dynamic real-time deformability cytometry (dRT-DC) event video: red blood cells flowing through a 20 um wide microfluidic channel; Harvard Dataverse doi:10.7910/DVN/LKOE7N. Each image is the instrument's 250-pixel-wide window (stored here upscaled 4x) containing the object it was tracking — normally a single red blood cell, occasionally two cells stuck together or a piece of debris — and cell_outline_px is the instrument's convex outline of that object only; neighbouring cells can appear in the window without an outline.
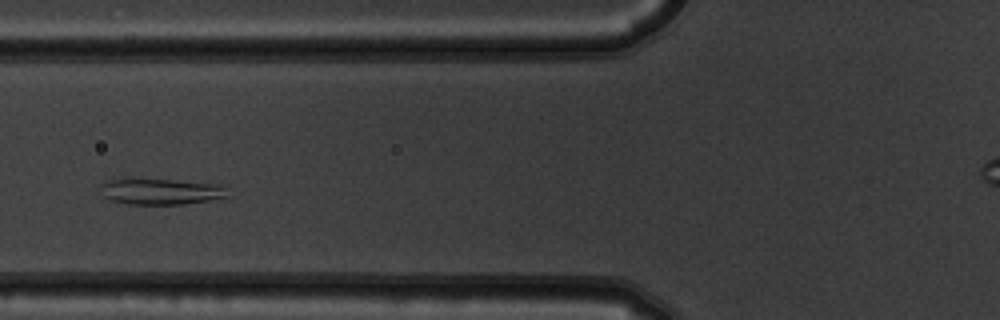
{"species": "common noctule bat (a hibernating species)", "species_latin": "Nyctalus noctula", "temperature_condition": "warm", "stored_images_in_passage": 3, "camera_frame_rate_fps": 3000, "um_per_image_px": 0.085, "animal": {"sex": "male", "body_mass_g": 19.5, "forearm_length_mm": 54.6}, "frame": {"image": 1, "passage_image": 3, "time_ms": 0.667, "image_size_px": [1000, 320], "cell_outline_px": [[228, 196], [208, 200], [184, 204], [128, 204], [112, 200], [104, 196], [100, 184], [108, 180], [124, 176], [228, 184]], "centroid_in_image_um": [13.69, 16.22], "position_along_channel_um": 112.1, "area_um2": 20.11}}